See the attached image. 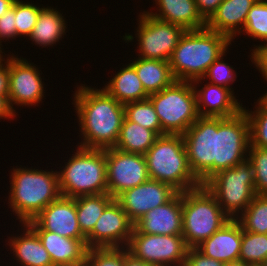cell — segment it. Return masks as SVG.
Returning a JSON list of instances; mask_svg holds the SVG:
<instances>
[{
    "instance_id": "cell-1",
    "label": "cell",
    "mask_w": 267,
    "mask_h": 266,
    "mask_svg": "<svg viewBox=\"0 0 267 266\" xmlns=\"http://www.w3.org/2000/svg\"><path fill=\"white\" fill-rule=\"evenodd\" d=\"M80 86L74 95V105L81 125L83 143L87 149L115 147L125 117L124 105L104 88Z\"/></svg>"
},
{
    "instance_id": "cell-2",
    "label": "cell",
    "mask_w": 267,
    "mask_h": 266,
    "mask_svg": "<svg viewBox=\"0 0 267 266\" xmlns=\"http://www.w3.org/2000/svg\"><path fill=\"white\" fill-rule=\"evenodd\" d=\"M230 44L227 36L207 28L186 30L169 59L176 81L193 82L201 79Z\"/></svg>"
},
{
    "instance_id": "cell-3",
    "label": "cell",
    "mask_w": 267,
    "mask_h": 266,
    "mask_svg": "<svg viewBox=\"0 0 267 266\" xmlns=\"http://www.w3.org/2000/svg\"><path fill=\"white\" fill-rule=\"evenodd\" d=\"M9 203L20 223L35 218L51 202L60 196L58 171L13 168Z\"/></svg>"
},
{
    "instance_id": "cell-4",
    "label": "cell",
    "mask_w": 267,
    "mask_h": 266,
    "mask_svg": "<svg viewBox=\"0 0 267 266\" xmlns=\"http://www.w3.org/2000/svg\"><path fill=\"white\" fill-rule=\"evenodd\" d=\"M144 157L150 179L166 183L181 193L201 186L189 167L182 135L158 136Z\"/></svg>"
},
{
    "instance_id": "cell-5",
    "label": "cell",
    "mask_w": 267,
    "mask_h": 266,
    "mask_svg": "<svg viewBox=\"0 0 267 266\" xmlns=\"http://www.w3.org/2000/svg\"><path fill=\"white\" fill-rule=\"evenodd\" d=\"M77 148L65 168L58 172L61 196L75 198L108 193L106 149Z\"/></svg>"
},
{
    "instance_id": "cell-6",
    "label": "cell",
    "mask_w": 267,
    "mask_h": 266,
    "mask_svg": "<svg viewBox=\"0 0 267 266\" xmlns=\"http://www.w3.org/2000/svg\"><path fill=\"white\" fill-rule=\"evenodd\" d=\"M229 220L204 185L182 192V236L188 248H196Z\"/></svg>"
},
{
    "instance_id": "cell-7",
    "label": "cell",
    "mask_w": 267,
    "mask_h": 266,
    "mask_svg": "<svg viewBox=\"0 0 267 266\" xmlns=\"http://www.w3.org/2000/svg\"><path fill=\"white\" fill-rule=\"evenodd\" d=\"M203 185L230 219H237L256 196L253 167L248 158L217 172Z\"/></svg>"
},
{
    "instance_id": "cell-8",
    "label": "cell",
    "mask_w": 267,
    "mask_h": 266,
    "mask_svg": "<svg viewBox=\"0 0 267 266\" xmlns=\"http://www.w3.org/2000/svg\"><path fill=\"white\" fill-rule=\"evenodd\" d=\"M165 134L183 135L200 117L192 82L175 81L148 97Z\"/></svg>"
},
{
    "instance_id": "cell-9",
    "label": "cell",
    "mask_w": 267,
    "mask_h": 266,
    "mask_svg": "<svg viewBox=\"0 0 267 266\" xmlns=\"http://www.w3.org/2000/svg\"><path fill=\"white\" fill-rule=\"evenodd\" d=\"M249 146L250 124L244 110L232 117H218V129L215 131L214 175L221 170L233 168L248 158Z\"/></svg>"
},
{
    "instance_id": "cell-10",
    "label": "cell",
    "mask_w": 267,
    "mask_h": 266,
    "mask_svg": "<svg viewBox=\"0 0 267 266\" xmlns=\"http://www.w3.org/2000/svg\"><path fill=\"white\" fill-rule=\"evenodd\" d=\"M126 249L150 265L184 266L188 247L182 235L145 234L133 228Z\"/></svg>"
},
{
    "instance_id": "cell-11",
    "label": "cell",
    "mask_w": 267,
    "mask_h": 266,
    "mask_svg": "<svg viewBox=\"0 0 267 266\" xmlns=\"http://www.w3.org/2000/svg\"><path fill=\"white\" fill-rule=\"evenodd\" d=\"M217 129L218 117H199L182 135L189 167L201 185L214 175Z\"/></svg>"
},
{
    "instance_id": "cell-12",
    "label": "cell",
    "mask_w": 267,
    "mask_h": 266,
    "mask_svg": "<svg viewBox=\"0 0 267 266\" xmlns=\"http://www.w3.org/2000/svg\"><path fill=\"white\" fill-rule=\"evenodd\" d=\"M139 16L136 37L141 56L138 58L169 61L186 30L182 26L159 20L147 11Z\"/></svg>"
},
{
    "instance_id": "cell-13",
    "label": "cell",
    "mask_w": 267,
    "mask_h": 266,
    "mask_svg": "<svg viewBox=\"0 0 267 266\" xmlns=\"http://www.w3.org/2000/svg\"><path fill=\"white\" fill-rule=\"evenodd\" d=\"M106 174L108 194L114 199L150 179L144 155L114 147L106 149Z\"/></svg>"
},
{
    "instance_id": "cell-14",
    "label": "cell",
    "mask_w": 267,
    "mask_h": 266,
    "mask_svg": "<svg viewBox=\"0 0 267 266\" xmlns=\"http://www.w3.org/2000/svg\"><path fill=\"white\" fill-rule=\"evenodd\" d=\"M133 228L134 223L128 218L120 203L114 199L86 237L87 248H126Z\"/></svg>"
},
{
    "instance_id": "cell-15",
    "label": "cell",
    "mask_w": 267,
    "mask_h": 266,
    "mask_svg": "<svg viewBox=\"0 0 267 266\" xmlns=\"http://www.w3.org/2000/svg\"><path fill=\"white\" fill-rule=\"evenodd\" d=\"M28 62L23 57H9L8 100L14 112V104L36 106L44 97L40 72Z\"/></svg>"
},
{
    "instance_id": "cell-16",
    "label": "cell",
    "mask_w": 267,
    "mask_h": 266,
    "mask_svg": "<svg viewBox=\"0 0 267 266\" xmlns=\"http://www.w3.org/2000/svg\"><path fill=\"white\" fill-rule=\"evenodd\" d=\"M176 193L177 191L170 185L149 179L124 191L116 200L128 218L135 223L148 211L168 202Z\"/></svg>"
},
{
    "instance_id": "cell-17",
    "label": "cell",
    "mask_w": 267,
    "mask_h": 266,
    "mask_svg": "<svg viewBox=\"0 0 267 266\" xmlns=\"http://www.w3.org/2000/svg\"><path fill=\"white\" fill-rule=\"evenodd\" d=\"M27 224L32 229H44L68 238L86 239L77 221L75 198L60 196Z\"/></svg>"
},
{
    "instance_id": "cell-18",
    "label": "cell",
    "mask_w": 267,
    "mask_h": 266,
    "mask_svg": "<svg viewBox=\"0 0 267 266\" xmlns=\"http://www.w3.org/2000/svg\"><path fill=\"white\" fill-rule=\"evenodd\" d=\"M182 193L177 192L168 202L144 214L134 228L139 233L182 235Z\"/></svg>"
},
{
    "instance_id": "cell-19",
    "label": "cell",
    "mask_w": 267,
    "mask_h": 266,
    "mask_svg": "<svg viewBox=\"0 0 267 266\" xmlns=\"http://www.w3.org/2000/svg\"><path fill=\"white\" fill-rule=\"evenodd\" d=\"M241 241L242 226L237 219H230L196 248L205 256L225 264L239 261Z\"/></svg>"
},
{
    "instance_id": "cell-20",
    "label": "cell",
    "mask_w": 267,
    "mask_h": 266,
    "mask_svg": "<svg viewBox=\"0 0 267 266\" xmlns=\"http://www.w3.org/2000/svg\"><path fill=\"white\" fill-rule=\"evenodd\" d=\"M200 117L228 118L243 111L233 90L216 84H205L200 90L193 85Z\"/></svg>"
},
{
    "instance_id": "cell-21",
    "label": "cell",
    "mask_w": 267,
    "mask_h": 266,
    "mask_svg": "<svg viewBox=\"0 0 267 266\" xmlns=\"http://www.w3.org/2000/svg\"><path fill=\"white\" fill-rule=\"evenodd\" d=\"M256 1L223 0L206 22V28L223 34L232 41L237 32L241 33V30H243L247 13Z\"/></svg>"
},
{
    "instance_id": "cell-22",
    "label": "cell",
    "mask_w": 267,
    "mask_h": 266,
    "mask_svg": "<svg viewBox=\"0 0 267 266\" xmlns=\"http://www.w3.org/2000/svg\"><path fill=\"white\" fill-rule=\"evenodd\" d=\"M48 251L53 266L82 262L88 251L86 239H74L44 229H33Z\"/></svg>"
},
{
    "instance_id": "cell-23",
    "label": "cell",
    "mask_w": 267,
    "mask_h": 266,
    "mask_svg": "<svg viewBox=\"0 0 267 266\" xmlns=\"http://www.w3.org/2000/svg\"><path fill=\"white\" fill-rule=\"evenodd\" d=\"M159 14L148 12L151 16L182 26L185 30L206 28V21L198 12L195 0H155Z\"/></svg>"
},
{
    "instance_id": "cell-24",
    "label": "cell",
    "mask_w": 267,
    "mask_h": 266,
    "mask_svg": "<svg viewBox=\"0 0 267 266\" xmlns=\"http://www.w3.org/2000/svg\"><path fill=\"white\" fill-rule=\"evenodd\" d=\"M22 225L26 228L24 234L11 237L8 242L16 260L23 266H53L50 255L37 233L27 223Z\"/></svg>"
},
{
    "instance_id": "cell-25",
    "label": "cell",
    "mask_w": 267,
    "mask_h": 266,
    "mask_svg": "<svg viewBox=\"0 0 267 266\" xmlns=\"http://www.w3.org/2000/svg\"><path fill=\"white\" fill-rule=\"evenodd\" d=\"M130 64L149 95L169 87L176 81L169 61L137 58Z\"/></svg>"
},
{
    "instance_id": "cell-26",
    "label": "cell",
    "mask_w": 267,
    "mask_h": 266,
    "mask_svg": "<svg viewBox=\"0 0 267 266\" xmlns=\"http://www.w3.org/2000/svg\"><path fill=\"white\" fill-rule=\"evenodd\" d=\"M119 71L104 87L111 96L123 105L148 99L149 94L130 63Z\"/></svg>"
},
{
    "instance_id": "cell-27",
    "label": "cell",
    "mask_w": 267,
    "mask_h": 266,
    "mask_svg": "<svg viewBox=\"0 0 267 266\" xmlns=\"http://www.w3.org/2000/svg\"><path fill=\"white\" fill-rule=\"evenodd\" d=\"M64 17L59 11L44 7L38 16L30 40L39 46H51L62 38L66 30Z\"/></svg>"
},
{
    "instance_id": "cell-28",
    "label": "cell",
    "mask_w": 267,
    "mask_h": 266,
    "mask_svg": "<svg viewBox=\"0 0 267 266\" xmlns=\"http://www.w3.org/2000/svg\"><path fill=\"white\" fill-rule=\"evenodd\" d=\"M157 137L158 135L154 131L124 117L120 135L114 148L128 153L144 155L154 144Z\"/></svg>"
},
{
    "instance_id": "cell-29",
    "label": "cell",
    "mask_w": 267,
    "mask_h": 266,
    "mask_svg": "<svg viewBox=\"0 0 267 266\" xmlns=\"http://www.w3.org/2000/svg\"><path fill=\"white\" fill-rule=\"evenodd\" d=\"M113 200L108 193L75 197L77 221L85 237L92 232L98 218Z\"/></svg>"
},
{
    "instance_id": "cell-30",
    "label": "cell",
    "mask_w": 267,
    "mask_h": 266,
    "mask_svg": "<svg viewBox=\"0 0 267 266\" xmlns=\"http://www.w3.org/2000/svg\"><path fill=\"white\" fill-rule=\"evenodd\" d=\"M237 220L244 231L267 234V195L256 194Z\"/></svg>"
},
{
    "instance_id": "cell-31",
    "label": "cell",
    "mask_w": 267,
    "mask_h": 266,
    "mask_svg": "<svg viewBox=\"0 0 267 266\" xmlns=\"http://www.w3.org/2000/svg\"><path fill=\"white\" fill-rule=\"evenodd\" d=\"M125 117L137 124L154 131L158 136L165 133L161 129L157 113L151 100L145 99L136 102H130L124 105Z\"/></svg>"
},
{
    "instance_id": "cell-32",
    "label": "cell",
    "mask_w": 267,
    "mask_h": 266,
    "mask_svg": "<svg viewBox=\"0 0 267 266\" xmlns=\"http://www.w3.org/2000/svg\"><path fill=\"white\" fill-rule=\"evenodd\" d=\"M267 259V234H257L244 231L242 228V241L239 261L252 266H260Z\"/></svg>"
},
{
    "instance_id": "cell-33",
    "label": "cell",
    "mask_w": 267,
    "mask_h": 266,
    "mask_svg": "<svg viewBox=\"0 0 267 266\" xmlns=\"http://www.w3.org/2000/svg\"><path fill=\"white\" fill-rule=\"evenodd\" d=\"M255 111H245L250 124V146L267 148V101L260 97Z\"/></svg>"
},
{
    "instance_id": "cell-34",
    "label": "cell",
    "mask_w": 267,
    "mask_h": 266,
    "mask_svg": "<svg viewBox=\"0 0 267 266\" xmlns=\"http://www.w3.org/2000/svg\"><path fill=\"white\" fill-rule=\"evenodd\" d=\"M267 43V0H257L247 13L242 32Z\"/></svg>"
},
{
    "instance_id": "cell-35",
    "label": "cell",
    "mask_w": 267,
    "mask_h": 266,
    "mask_svg": "<svg viewBox=\"0 0 267 266\" xmlns=\"http://www.w3.org/2000/svg\"><path fill=\"white\" fill-rule=\"evenodd\" d=\"M36 5L15 0V27L17 36H30L37 22L40 11Z\"/></svg>"
},
{
    "instance_id": "cell-36",
    "label": "cell",
    "mask_w": 267,
    "mask_h": 266,
    "mask_svg": "<svg viewBox=\"0 0 267 266\" xmlns=\"http://www.w3.org/2000/svg\"><path fill=\"white\" fill-rule=\"evenodd\" d=\"M248 153L253 167L255 193L267 195V148L249 146Z\"/></svg>"
},
{
    "instance_id": "cell-37",
    "label": "cell",
    "mask_w": 267,
    "mask_h": 266,
    "mask_svg": "<svg viewBox=\"0 0 267 266\" xmlns=\"http://www.w3.org/2000/svg\"><path fill=\"white\" fill-rule=\"evenodd\" d=\"M224 54L225 52L209 66V68L206 70L205 74L201 79L193 81L192 84L198 85L199 82L201 83V80L208 78L211 80L209 83L231 89L229 84L230 82H234L236 80L234 78L237 77V75H235L234 73V68L230 67V65L224 63V61L222 60Z\"/></svg>"
},
{
    "instance_id": "cell-38",
    "label": "cell",
    "mask_w": 267,
    "mask_h": 266,
    "mask_svg": "<svg viewBox=\"0 0 267 266\" xmlns=\"http://www.w3.org/2000/svg\"><path fill=\"white\" fill-rule=\"evenodd\" d=\"M88 266H123V247L88 249Z\"/></svg>"
},
{
    "instance_id": "cell-39",
    "label": "cell",
    "mask_w": 267,
    "mask_h": 266,
    "mask_svg": "<svg viewBox=\"0 0 267 266\" xmlns=\"http://www.w3.org/2000/svg\"><path fill=\"white\" fill-rule=\"evenodd\" d=\"M17 37L16 27H15V2L13 6L0 17V50H1V40H9V38Z\"/></svg>"
},
{
    "instance_id": "cell-40",
    "label": "cell",
    "mask_w": 267,
    "mask_h": 266,
    "mask_svg": "<svg viewBox=\"0 0 267 266\" xmlns=\"http://www.w3.org/2000/svg\"><path fill=\"white\" fill-rule=\"evenodd\" d=\"M184 266H224V263L205 256L197 248H188Z\"/></svg>"
},
{
    "instance_id": "cell-41",
    "label": "cell",
    "mask_w": 267,
    "mask_h": 266,
    "mask_svg": "<svg viewBox=\"0 0 267 266\" xmlns=\"http://www.w3.org/2000/svg\"><path fill=\"white\" fill-rule=\"evenodd\" d=\"M251 53L252 62L262 72V76L267 80V43L256 46Z\"/></svg>"
},
{
    "instance_id": "cell-42",
    "label": "cell",
    "mask_w": 267,
    "mask_h": 266,
    "mask_svg": "<svg viewBox=\"0 0 267 266\" xmlns=\"http://www.w3.org/2000/svg\"><path fill=\"white\" fill-rule=\"evenodd\" d=\"M223 0H195L198 12L207 22Z\"/></svg>"
},
{
    "instance_id": "cell-43",
    "label": "cell",
    "mask_w": 267,
    "mask_h": 266,
    "mask_svg": "<svg viewBox=\"0 0 267 266\" xmlns=\"http://www.w3.org/2000/svg\"><path fill=\"white\" fill-rule=\"evenodd\" d=\"M0 60V96H8V83H9V58Z\"/></svg>"
},
{
    "instance_id": "cell-44",
    "label": "cell",
    "mask_w": 267,
    "mask_h": 266,
    "mask_svg": "<svg viewBox=\"0 0 267 266\" xmlns=\"http://www.w3.org/2000/svg\"><path fill=\"white\" fill-rule=\"evenodd\" d=\"M15 113L10 106L8 96H0V118H12L15 117Z\"/></svg>"
},
{
    "instance_id": "cell-45",
    "label": "cell",
    "mask_w": 267,
    "mask_h": 266,
    "mask_svg": "<svg viewBox=\"0 0 267 266\" xmlns=\"http://www.w3.org/2000/svg\"><path fill=\"white\" fill-rule=\"evenodd\" d=\"M123 247V266H157V265H150L142 260L134 258L128 250Z\"/></svg>"
},
{
    "instance_id": "cell-46",
    "label": "cell",
    "mask_w": 267,
    "mask_h": 266,
    "mask_svg": "<svg viewBox=\"0 0 267 266\" xmlns=\"http://www.w3.org/2000/svg\"><path fill=\"white\" fill-rule=\"evenodd\" d=\"M14 2L15 0H0V17L13 6Z\"/></svg>"
},
{
    "instance_id": "cell-47",
    "label": "cell",
    "mask_w": 267,
    "mask_h": 266,
    "mask_svg": "<svg viewBox=\"0 0 267 266\" xmlns=\"http://www.w3.org/2000/svg\"><path fill=\"white\" fill-rule=\"evenodd\" d=\"M224 266H252V265L241 261H236V262L225 263Z\"/></svg>"
},
{
    "instance_id": "cell-48",
    "label": "cell",
    "mask_w": 267,
    "mask_h": 266,
    "mask_svg": "<svg viewBox=\"0 0 267 266\" xmlns=\"http://www.w3.org/2000/svg\"><path fill=\"white\" fill-rule=\"evenodd\" d=\"M59 266H88L87 260H83L82 262H77L73 264L59 265Z\"/></svg>"
},
{
    "instance_id": "cell-49",
    "label": "cell",
    "mask_w": 267,
    "mask_h": 266,
    "mask_svg": "<svg viewBox=\"0 0 267 266\" xmlns=\"http://www.w3.org/2000/svg\"><path fill=\"white\" fill-rule=\"evenodd\" d=\"M260 266H267V259Z\"/></svg>"
},
{
    "instance_id": "cell-50",
    "label": "cell",
    "mask_w": 267,
    "mask_h": 266,
    "mask_svg": "<svg viewBox=\"0 0 267 266\" xmlns=\"http://www.w3.org/2000/svg\"><path fill=\"white\" fill-rule=\"evenodd\" d=\"M262 97L267 101V93H265V95H263Z\"/></svg>"
},
{
    "instance_id": "cell-51",
    "label": "cell",
    "mask_w": 267,
    "mask_h": 266,
    "mask_svg": "<svg viewBox=\"0 0 267 266\" xmlns=\"http://www.w3.org/2000/svg\"><path fill=\"white\" fill-rule=\"evenodd\" d=\"M1 53H3L2 50H0V60L3 58V55H1Z\"/></svg>"
}]
</instances>
